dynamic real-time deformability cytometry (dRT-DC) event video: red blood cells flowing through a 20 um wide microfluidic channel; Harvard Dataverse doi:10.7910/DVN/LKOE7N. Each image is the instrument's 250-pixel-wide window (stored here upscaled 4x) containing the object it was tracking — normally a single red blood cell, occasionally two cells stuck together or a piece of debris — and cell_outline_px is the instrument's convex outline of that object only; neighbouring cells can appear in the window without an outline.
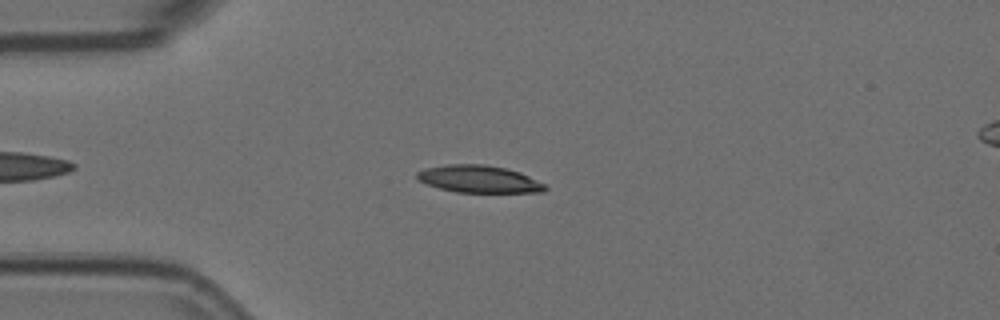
{"species": "Egyptian fruit bat (a non-hibernating species)", "species_latin": "Rousettus aegyptiacus", "temperature_condition": "room temperature", "stored_images_in_passage": 17, "camera_frame_rate_fps": 3000, "um_per_image_px": 0.085, "animal": {"sex": "female"}, "frame": {"image": 1, "passage_image": 10, "time_ms": 3.0, "image_size_px": [1000, 320], "cell_outline_px": [[548, 188], [544, 192], [456, 192], [424, 184], [416, 176], [416, 172], [424, 168], [448, 164], [484, 164], [504, 168], [520, 172], [544, 184]], "centroid_in_image_um": [40.68, 15.22], "position_along_channel_um": 44.3, "area_um2": 20.29}}
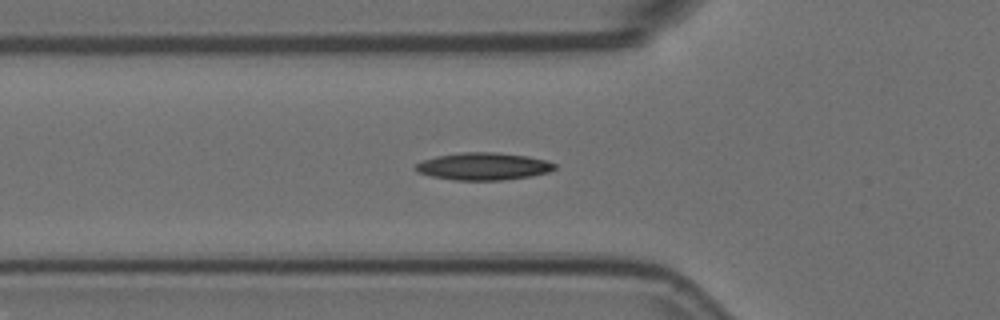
{"frame": {"image": 2, "passage_image": 15, "time_ms": 4.667, "image_size_px": [1000, 320], "cell_outline_px": [[556, 168], [548, 172], [532, 176], [504, 180], [456, 180], [432, 176], [416, 172], [412, 168], [416, 164], [424, 160], [436, 156], [460, 152], [496, 152], [528, 156], [548, 160], [556, 164]], "centroid_in_image_um": [41.1, 14.13], "position_along_channel_um": 84.7, "area_um2": 22.37}}